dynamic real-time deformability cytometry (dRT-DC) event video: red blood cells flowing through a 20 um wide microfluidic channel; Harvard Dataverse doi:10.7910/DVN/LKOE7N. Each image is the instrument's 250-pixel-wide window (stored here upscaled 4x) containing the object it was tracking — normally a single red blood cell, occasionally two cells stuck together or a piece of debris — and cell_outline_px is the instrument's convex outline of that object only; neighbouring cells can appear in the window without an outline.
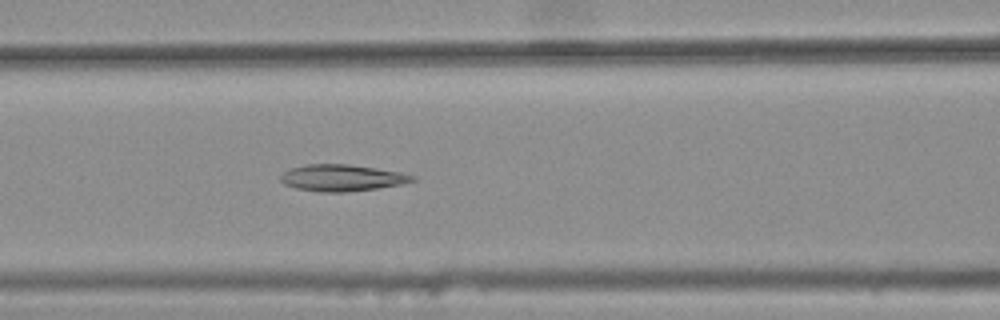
{"species": "common noctule bat (a hibernating species)", "species_latin": "Nyctalus noctula", "temperature_condition": "warm", "stored_images_in_passage": 43, "camera_frame_rate_fps": 3000, "um_per_image_px": 0.085, "animal": {"sex": "female", "body_mass_g": 25.1}, "frame": {"image": 1, "passage_image": 20, "time_ms": 6.333, "image_size_px": [1000, 320], "cell_outline_px": [[416, 180], [400, 184], [380, 188], [348, 192], [316, 192], [296, 188], [284, 184], [280, 180], [280, 176], [284, 172], [292, 168], [308, 164], [348, 164], [376, 168], [400, 172], [416, 176]], "centroid_in_image_um": [29.07, 15.12], "position_along_channel_um": 137.5, "area_um2": 20.46}}
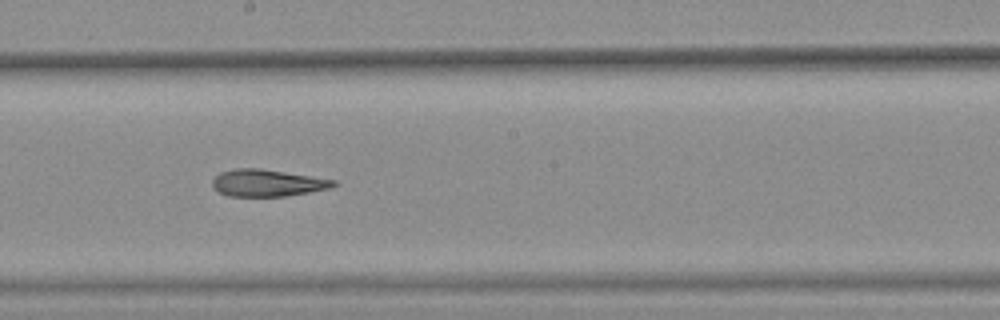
{"frame": {"image": 2, "passage_image": 27, "time_ms": 8.667, "image_size_px": [1000, 320], "cell_outline_px": [[340, 184], [332, 188], [284, 196], [228, 196], [220, 192], [212, 184], [212, 180], [220, 172], [236, 168], [260, 168], [336, 180]], "centroid_in_image_um": [22.76, 15.54], "position_along_channel_um": 225.4, "area_um2": 18.96}}
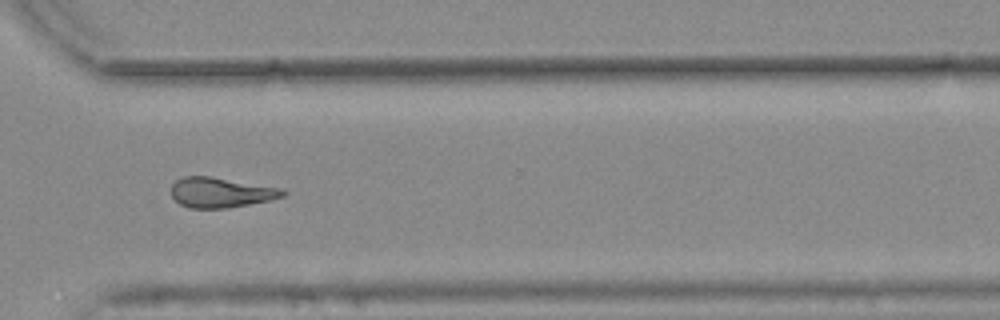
{"frame": {"image": 3, "passage_image": 37, "time_ms": 12.0, "image_size_px": [1000, 320], "cell_outline_px": [[288, 192], [284, 196], [268, 200], [228, 208], [192, 208], [180, 204], [172, 196], [172, 184], [176, 180], [184, 176], [212, 176], [280, 188]], "centroid_in_image_um": [18.76, 16.35], "position_along_channel_um": 351.8, "area_um2": 19.42}, "authors_computed_cell_mechanics": {"area_um2": 20.1722, "velocity_mm_per_s": 3.7836, "shape_relaxation_time_tau1_ms": null, "shape_relaxation_time_tau2_ms": 5.7375, "deformation_change_tau1": null, "deformation_change_tau2": 0.1517}}